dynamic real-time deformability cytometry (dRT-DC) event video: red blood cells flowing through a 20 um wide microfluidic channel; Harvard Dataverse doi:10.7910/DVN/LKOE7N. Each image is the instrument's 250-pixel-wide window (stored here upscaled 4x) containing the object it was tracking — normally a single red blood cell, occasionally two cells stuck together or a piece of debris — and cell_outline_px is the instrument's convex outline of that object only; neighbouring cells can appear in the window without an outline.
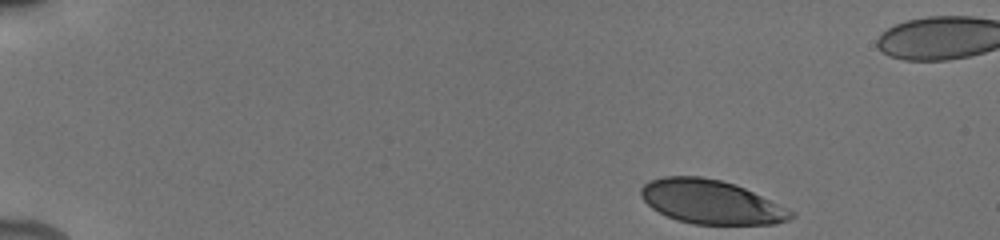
{"species": "human", "species_latin": "Homo sapiens", "temperature_condition": "cold", "stored_images_in_passage": 8, "camera_frame_rate_fps": 3000, "um_per_image_px": 0.085, "donor": {"sex": "male"}, "frame": {"image": 1, "passage_image": 1, "time_ms": 0.0, "image_size_px": [1000, 240], "cell_outline_px": [[796, 216], [788, 220], [776, 224], [692, 224], [676, 220], [652, 208], [640, 196], [640, 188], [648, 180], [664, 176], [700, 176], [720, 180], [736, 184], [796, 212]], "centroid_in_image_um": [60.44, 17.16], "position_along_channel_um": 24.6, "area_um2": 38.49}}